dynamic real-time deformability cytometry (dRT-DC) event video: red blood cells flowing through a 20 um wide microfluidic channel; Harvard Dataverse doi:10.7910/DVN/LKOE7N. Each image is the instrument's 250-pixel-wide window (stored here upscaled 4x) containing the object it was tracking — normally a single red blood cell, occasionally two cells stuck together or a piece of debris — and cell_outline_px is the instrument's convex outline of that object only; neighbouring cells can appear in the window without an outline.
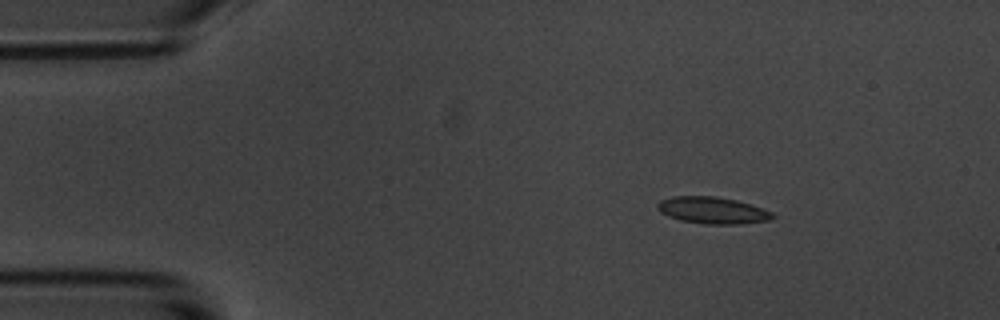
{"species": "common noctule bat (a hibernating species)", "species_latin": "Nyctalus noctula", "temperature_condition": "room temperature", "stored_images_in_passage": 5, "camera_frame_rate_fps": 3000, "um_per_image_px": 0.085, "animal": {"sex": "male", "body_mass_g": 20.1, "forearm_length_mm": 53.5}, "frame": {"image": 1, "passage_image": 2, "time_ms": 1.333, "image_size_px": [1000, 320], "cell_outline_px": [[776, 216], [772, 220], [736, 224], [704, 224], [680, 220], [668, 216], [660, 212], [656, 208], [656, 204], [660, 200], [672, 196], [716, 196], [736, 200], [752, 204], [772, 212]], "centroid_in_image_um": [60.56, 17.87], "position_along_channel_um": 24.4, "area_um2": 18.15}}
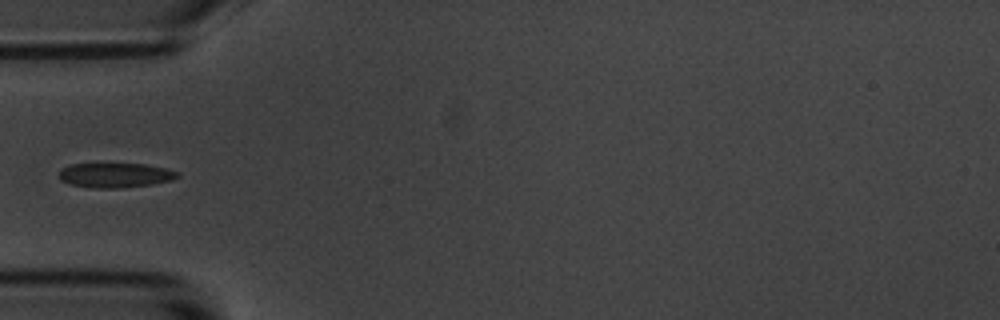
{"frame": {"image": 2, "passage_image": 5, "time_ms": 4.667, "image_size_px": [1000, 320], "cell_outline_px": [[180, 176], [172, 180], [152, 184], [120, 188], [92, 188], [72, 184], [60, 180], [60, 168], [68, 164], [148, 164], [168, 168], [180, 172]], "centroid_in_image_um": [9.84, 14.88], "position_along_channel_um": 75.2, "area_um2": 17.17}}